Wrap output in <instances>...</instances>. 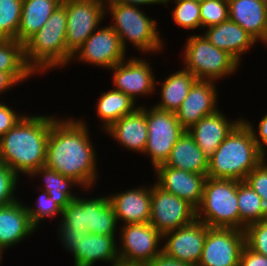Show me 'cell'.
<instances>
[{"mask_svg":"<svg viewBox=\"0 0 267 266\" xmlns=\"http://www.w3.org/2000/svg\"><path fill=\"white\" fill-rule=\"evenodd\" d=\"M116 266H145V265H126V264L120 263V264H118Z\"/></svg>","mask_w":267,"mask_h":266,"instance_id":"7dc6e473","label":"cell"},{"mask_svg":"<svg viewBox=\"0 0 267 266\" xmlns=\"http://www.w3.org/2000/svg\"><path fill=\"white\" fill-rule=\"evenodd\" d=\"M61 223L82 234L115 235L117 217L109 196L92 199L76 197L62 211Z\"/></svg>","mask_w":267,"mask_h":266,"instance_id":"8992f818","label":"cell"},{"mask_svg":"<svg viewBox=\"0 0 267 266\" xmlns=\"http://www.w3.org/2000/svg\"><path fill=\"white\" fill-rule=\"evenodd\" d=\"M37 230L30 222L25 205L17 200L0 207V249L21 243ZM27 236V237H26Z\"/></svg>","mask_w":267,"mask_h":266,"instance_id":"603a6c76","label":"cell"},{"mask_svg":"<svg viewBox=\"0 0 267 266\" xmlns=\"http://www.w3.org/2000/svg\"><path fill=\"white\" fill-rule=\"evenodd\" d=\"M148 139L144 154H149L153 168L164 164L170 152L186 131L176 113L155 108L146 109Z\"/></svg>","mask_w":267,"mask_h":266,"instance_id":"9c48e42d","label":"cell"},{"mask_svg":"<svg viewBox=\"0 0 267 266\" xmlns=\"http://www.w3.org/2000/svg\"><path fill=\"white\" fill-rule=\"evenodd\" d=\"M0 71L8 72L18 83L34 74L25 62L22 43L17 40H0Z\"/></svg>","mask_w":267,"mask_h":266,"instance_id":"f546056e","label":"cell"},{"mask_svg":"<svg viewBox=\"0 0 267 266\" xmlns=\"http://www.w3.org/2000/svg\"><path fill=\"white\" fill-rule=\"evenodd\" d=\"M239 266H267V256L254 252L245 244L239 257Z\"/></svg>","mask_w":267,"mask_h":266,"instance_id":"7bdbcfd3","label":"cell"},{"mask_svg":"<svg viewBox=\"0 0 267 266\" xmlns=\"http://www.w3.org/2000/svg\"><path fill=\"white\" fill-rule=\"evenodd\" d=\"M130 189L109 196L117 221L125 224L149 223L151 215V187Z\"/></svg>","mask_w":267,"mask_h":266,"instance_id":"ffe728a7","label":"cell"},{"mask_svg":"<svg viewBox=\"0 0 267 266\" xmlns=\"http://www.w3.org/2000/svg\"><path fill=\"white\" fill-rule=\"evenodd\" d=\"M251 130L253 138L255 140V142L257 143L258 146V150L260 152V154L263 156L264 159H266V150H265V146H267V114L265 116L262 117L261 121L258 124V134L257 135L254 131V127L252 125V123L246 121V120H242ZM260 136V137H259Z\"/></svg>","mask_w":267,"mask_h":266,"instance_id":"b9f144b4","label":"cell"},{"mask_svg":"<svg viewBox=\"0 0 267 266\" xmlns=\"http://www.w3.org/2000/svg\"><path fill=\"white\" fill-rule=\"evenodd\" d=\"M24 115H18L4 103H0V137L13 128Z\"/></svg>","mask_w":267,"mask_h":266,"instance_id":"ab89813d","label":"cell"},{"mask_svg":"<svg viewBox=\"0 0 267 266\" xmlns=\"http://www.w3.org/2000/svg\"><path fill=\"white\" fill-rule=\"evenodd\" d=\"M263 2H264L265 6L267 8V0H263Z\"/></svg>","mask_w":267,"mask_h":266,"instance_id":"681fc988","label":"cell"},{"mask_svg":"<svg viewBox=\"0 0 267 266\" xmlns=\"http://www.w3.org/2000/svg\"><path fill=\"white\" fill-rule=\"evenodd\" d=\"M109 4H125V5H133V6H140L144 4H155L161 3L164 5V0H105Z\"/></svg>","mask_w":267,"mask_h":266,"instance_id":"f6af8a7d","label":"cell"},{"mask_svg":"<svg viewBox=\"0 0 267 266\" xmlns=\"http://www.w3.org/2000/svg\"><path fill=\"white\" fill-rule=\"evenodd\" d=\"M72 120L64 118L52 122L45 166L88 189L97 180L96 154L86 122Z\"/></svg>","mask_w":267,"mask_h":266,"instance_id":"6da1fadb","label":"cell"},{"mask_svg":"<svg viewBox=\"0 0 267 266\" xmlns=\"http://www.w3.org/2000/svg\"><path fill=\"white\" fill-rule=\"evenodd\" d=\"M101 97L97 102V116L104 122L105 130L108 129L114 122L133 113L138 107H134L135 102L129 96L112 89L108 92H101Z\"/></svg>","mask_w":267,"mask_h":266,"instance_id":"f1b7e54d","label":"cell"},{"mask_svg":"<svg viewBox=\"0 0 267 266\" xmlns=\"http://www.w3.org/2000/svg\"><path fill=\"white\" fill-rule=\"evenodd\" d=\"M229 19L257 41L267 40V8L263 0H227Z\"/></svg>","mask_w":267,"mask_h":266,"instance_id":"7402d4cb","label":"cell"},{"mask_svg":"<svg viewBox=\"0 0 267 266\" xmlns=\"http://www.w3.org/2000/svg\"><path fill=\"white\" fill-rule=\"evenodd\" d=\"M145 266H192L189 263L179 261L177 259L166 256L163 252L153 258Z\"/></svg>","mask_w":267,"mask_h":266,"instance_id":"ee69618b","label":"cell"},{"mask_svg":"<svg viewBox=\"0 0 267 266\" xmlns=\"http://www.w3.org/2000/svg\"><path fill=\"white\" fill-rule=\"evenodd\" d=\"M23 0H0V40H17Z\"/></svg>","mask_w":267,"mask_h":266,"instance_id":"d6a6232c","label":"cell"},{"mask_svg":"<svg viewBox=\"0 0 267 266\" xmlns=\"http://www.w3.org/2000/svg\"><path fill=\"white\" fill-rule=\"evenodd\" d=\"M172 0H164V4ZM176 6L172 17L174 22L184 29L201 27L200 2L194 0H174Z\"/></svg>","mask_w":267,"mask_h":266,"instance_id":"836d02e7","label":"cell"},{"mask_svg":"<svg viewBox=\"0 0 267 266\" xmlns=\"http://www.w3.org/2000/svg\"><path fill=\"white\" fill-rule=\"evenodd\" d=\"M43 175L45 181L44 191L48 192V195L52 198L53 202H56L62 209H64L72 200L77 196L71 193L70 189L73 184L79 185L71 177L63 176L62 174L52 170L46 166L39 167L33 171L29 176Z\"/></svg>","mask_w":267,"mask_h":266,"instance_id":"1f68e13d","label":"cell"},{"mask_svg":"<svg viewBox=\"0 0 267 266\" xmlns=\"http://www.w3.org/2000/svg\"><path fill=\"white\" fill-rule=\"evenodd\" d=\"M164 165L207 176L208 157L186 130L173 146Z\"/></svg>","mask_w":267,"mask_h":266,"instance_id":"484cf974","label":"cell"},{"mask_svg":"<svg viewBox=\"0 0 267 266\" xmlns=\"http://www.w3.org/2000/svg\"><path fill=\"white\" fill-rule=\"evenodd\" d=\"M66 25L67 15L61 4L43 28L24 44L25 62L34 72L64 67L72 60V55L66 49Z\"/></svg>","mask_w":267,"mask_h":266,"instance_id":"277c9868","label":"cell"},{"mask_svg":"<svg viewBox=\"0 0 267 266\" xmlns=\"http://www.w3.org/2000/svg\"><path fill=\"white\" fill-rule=\"evenodd\" d=\"M105 2V0H62L67 15L66 49L71 55L104 19L107 8Z\"/></svg>","mask_w":267,"mask_h":266,"instance_id":"30bf717a","label":"cell"},{"mask_svg":"<svg viewBox=\"0 0 267 266\" xmlns=\"http://www.w3.org/2000/svg\"><path fill=\"white\" fill-rule=\"evenodd\" d=\"M59 224L61 225V228H58L61 243L64 248L70 252V254L74 253L77 250V245H79L81 238H83L86 234H82L79 231H70L61 222Z\"/></svg>","mask_w":267,"mask_h":266,"instance_id":"60d3db41","label":"cell"},{"mask_svg":"<svg viewBox=\"0 0 267 266\" xmlns=\"http://www.w3.org/2000/svg\"><path fill=\"white\" fill-rule=\"evenodd\" d=\"M263 159L251 130L241 121L208 158L207 177L244 181Z\"/></svg>","mask_w":267,"mask_h":266,"instance_id":"3957f363","label":"cell"},{"mask_svg":"<svg viewBox=\"0 0 267 266\" xmlns=\"http://www.w3.org/2000/svg\"><path fill=\"white\" fill-rule=\"evenodd\" d=\"M184 48V69L198 80L215 82L231 75L239 66L233 56L215 47L204 35L189 37Z\"/></svg>","mask_w":267,"mask_h":266,"instance_id":"ba28073f","label":"cell"},{"mask_svg":"<svg viewBox=\"0 0 267 266\" xmlns=\"http://www.w3.org/2000/svg\"><path fill=\"white\" fill-rule=\"evenodd\" d=\"M62 4V0H23L17 41L23 45L40 29Z\"/></svg>","mask_w":267,"mask_h":266,"instance_id":"4316f807","label":"cell"},{"mask_svg":"<svg viewBox=\"0 0 267 266\" xmlns=\"http://www.w3.org/2000/svg\"><path fill=\"white\" fill-rule=\"evenodd\" d=\"M204 36L218 49L228 52L238 62L242 53L254 46L256 39L230 19L207 28Z\"/></svg>","mask_w":267,"mask_h":266,"instance_id":"d4e9b609","label":"cell"},{"mask_svg":"<svg viewBox=\"0 0 267 266\" xmlns=\"http://www.w3.org/2000/svg\"><path fill=\"white\" fill-rule=\"evenodd\" d=\"M2 253H3V250L0 249V263H1V259H2V257H1L2 256L1 254Z\"/></svg>","mask_w":267,"mask_h":266,"instance_id":"c3c4849f","label":"cell"},{"mask_svg":"<svg viewBox=\"0 0 267 266\" xmlns=\"http://www.w3.org/2000/svg\"><path fill=\"white\" fill-rule=\"evenodd\" d=\"M125 53L120 37L108 25L97 28L75 51L72 58L77 56L78 60L111 70L116 64L125 60Z\"/></svg>","mask_w":267,"mask_h":266,"instance_id":"5bb4252c","label":"cell"},{"mask_svg":"<svg viewBox=\"0 0 267 266\" xmlns=\"http://www.w3.org/2000/svg\"><path fill=\"white\" fill-rule=\"evenodd\" d=\"M120 235L118 255L122 264L146 265L162 253V247H158L163 235L150 223L125 224Z\"/></svg>","mask_w":267,"mask_h":266,"instance_id":"8fae6325","label":"cell"},{"mask_svg":"<svg viewBox=\"0 0 267 266\" xmlns=\"http://www.w3.org/2000/svg\"><path fill=\"white\" fill-rule=\"evenodd\" d=\"M238 208L240 214V230L255 222L267 219V208L261 197L245 182L237 185Z\"/></svg>","mask_w":267,"mask_h":266,"instance_id":"4dcf8cb0","label":"cell"},{"mask_svg":"<svg viewBox=\"0 0 267 266\" xmlns=\"http://www.w3.org/2000/svg\"><path fill=\"white\" fill-rule=\"evenodd\" d=\"M201 27L216 26L229 19L227 0H205L200 2Z\"/></svg>","mask_w":267,"mask_h":266,"instance_id":"e575fe53","label":"cell"},{"mask_svg":"<svg viewBox=\"0 0 267 266\" xmlns=\"http://www.w3.org/2000/svg\"><path fill=\"white\" fill-rule=\"evenodd\" d=\"M19 176L8 166L0 163V207L18 199L14 195Z\"/></svg>","mask_w":267,"mask_h":266,"instance_id":"74e56055","label":"cell"},{"mask_svg":"<svg viewBox=\"0 0 267 266\" xmlns=\"http://www.w3.org/2000/svg\"><path fill=\"white\" fill-rule=\"evenodd\" d=\"M37 203V208H35V206L33 208H30L28 205L25 206L30 222L36 229L39 224H41L42 219L44 220L47 217H55L57 214L62 216L63 209L56 202L52 201L48 192H41Z\"/></svg>","mask_w":267,"mask_h":266,"instance_id":"d590c367","label":"cell"},{"mask_svg":"<svg viewBox=\"0 0 267 266\" xmlns=\"http://www.w3.org/2000/svg\"><path fill=\"white\" fill-rule=\"evenodd\" d=\"M108 5L114 24L110 25L120 37L121 44L126 51V40L144 52H156L163 48L162 38L157 32V23L146 16L137 6L125 4Z\"/></svg>","mask_w":267,"mask_h":266,"instance_id":"52a82bcc","label":"cell"},{"mask_svg":"<svg viewBox=\"0 0 267 266\" xmlns=\"http://www.w3.org/2000/svg\"><path fill=\"white\" fill-rule=\"evenodd\" d=\"M198 79L189 71L182 70L168 76L162 83L161 102L154 107L160 110L176 112L187 97L190 88Z\"/></svg>","mask_w":267,"mask_h":266,"instance_id":"83f0119b","label":"cell"},{"mask_svg":"<svg viewBox=\"0 0 267 266\" xmlns=\"http://www.w3.org/2000/svg\"><path fill=\"white\" fill-rule=\"evenodd\" d=\"M213 81L197 80L175 112L181 126L188 130L204 116L217 110V92Z\"/></svg>","mask_w":267,"mask_h":266,"instance_id":"ac0fdd59","label":"cell"},{"mask_svg":"<svg viewBox=\"0 0 267 266\" xmlns=\"http://www.w3.org/2000/svg\"><path fill=\"white\" fill-rule=\"evenodd\" d=\"M241 121L242 119L230 122L221 113V110H217L215 113L201 118L187 131L209 158Z\"/></svg>","mask_w":267,"mask_h":266,"instance_id":"d6986e66","label":"cell"},{"mask_svg":"<svg viewBox=\"0 0 267 266\" xmlns=\"http://www.w3.org/2000/svg\"><path fill=\"white\" fill-rule=\"evenodd\" d=\"M105 131L121 146L144 153L148 139L146 107L139 106L133 113L120 118Z\"/></svg>","mask_w":267,"mask_h":266,"instance_id":"44dd1931","label":"cell"},{"mask_svg":"<svg viewBox=\"0 0 267 266\" xmlns=\"http://www.w3.org/2000/svg\"><path fill=\"white\" fill-rule=\"evenodd\" d=\"M115 235H97L87 233L81 238L77 250L73 253L74 266H93L97 261L120 264Z\"/></svg>","mask_w":267,"mask_h":266,"instance_id":"cb8c5ba5","label":"cell"},{"mask_svg":"<svg viewBox=\"0 0 267 266\" xmlns=\"http://www.w3.org/2000/svg\"><path fill=\"white\" fill-rule=\"evenodd\" d=\"M239 182L232 179L207 177L201 202L196 208L197 220L208 227L240 230V214L237 201V185Z\"/></svg>","mask_w":267,"mask_h":266,"instance_id":"5b68a950","label":"cell"},{"mask_svg":"<svg viewBox=\"0 0 267 266\" xmlns=\"http://www.w3.org/2000/svg\"><path fill=\"white\" fill-rule=\"evenodd\" d=\"M209 227L199 220L163 234L168 239L162 252L173 259L197 266L204 247ZM169 237V238H168Z\"/></svg>","mask_w":267,"mask_h":266,"instance_id":"9a60e30c","label":"cell"},{"mask_svg":"<svg viewBox=\"0 0 267 266\" xmlns=\"http://www.w3.org/2000/svg\"><path fill=\"white\" fill-rule=\"evenodd\" d=\"M113 83L116 88L129 96L132 100H136L138 95L151 94L155 89V77L152 68L146 60L131 58L129 61H122L113 68Z\"/></svg>","mask_w":267,"mask_h":266,"instance_id":"2e32d148","label":"cell"},{"mask_svg":"<svg viewBox=\"0 0 267 266\" xmlns=\"http://www.w3.org/2000/svg\"><path fill=\"white\" fill-rule=\"evenodd\" d=\"M18 82L8 73L0 71V95Z\"/></svg>","mask_w":267,"mask_h":266,"instance_id":"bcb514c9","label":"cell"},{"mask_svg":"<svg viewBox=\"0 0 267 266\" xmlns=\"http://www.w3.org/2000/svg\"><path fill=\"white\" fill-rule=\"evenodd\" d=\"M245 244L254 252L267 256V219L245 228Z\"/></svg>","mask_w":267,"mask_h":266,"instance_id":"8d00e7d4","label":"cell"},{"mask_svg":"<svg viewBox=\"0 0 267 266\" xmlns=\"http://www.w3.org/2000/svg\"><path fill=\"white\" fill-rule=\"evenodd\" d=\"M244 245L245 231L209 227L197 266H239V257Z\"/></svg>","mask_w":267,"mask_h":266,"instance_id":"4fadbf2b","label":"cell"},{"mask_svg":"<svg viewBox=\"0 0 267 266\" xmlns=\"http://www.w3.org/2000/svg\"><path fill=\"white\" fill-rule=\"evenodd\" d=\"M55 119L54 116L24 115L0 137V163L10 167L18 176L21 172L30 175L45 166L47 142Z\"/></svg>","mask_w":267,"mask_h":266,"instance_id":"7a4b0ae2","label":"cell"},{"mask_svg":"<svg viewBox=\"0 0 267 266\" xmlns=\"http://www.w3.org/2000/svg\"><path fill=\"white\" fill-rule=\"evenodd\" d=\"M157 185L197 208L201 202L207 176L161 164L155 168Z\"/></svg>","mask_w":267,"mask_h":266,"instance_id":"e0dca14e","label":"cell"},{"mask_svg":"<svg viewBox=\"0 0 267 266\" xmlns=\"http://www.w3.org/2000/svg\"><path fill=\"white\" fill-rule=\"evenodd\" d=\"M263 159L244 180L262 199L267 208V163Z\"/></svg>","mask_w":267,"mask_h":266,"instance_id":"f35d334b","label":"cell"},{"mask_svg":"<svg viewBox=\"0 0 267 266\" xmlns=\"http://www.w3.org/2000/svg\"><path fill=\"white\" fill-rule=\"evenodd\" d=\"M197 219L196 208L189 202L160 188L151 186V215L149 223L162 235Z\"/></svg>","mask_w":267,"mask_h":266,"instance_id":"7c38bea8","label":"cell"}]
</instances>
